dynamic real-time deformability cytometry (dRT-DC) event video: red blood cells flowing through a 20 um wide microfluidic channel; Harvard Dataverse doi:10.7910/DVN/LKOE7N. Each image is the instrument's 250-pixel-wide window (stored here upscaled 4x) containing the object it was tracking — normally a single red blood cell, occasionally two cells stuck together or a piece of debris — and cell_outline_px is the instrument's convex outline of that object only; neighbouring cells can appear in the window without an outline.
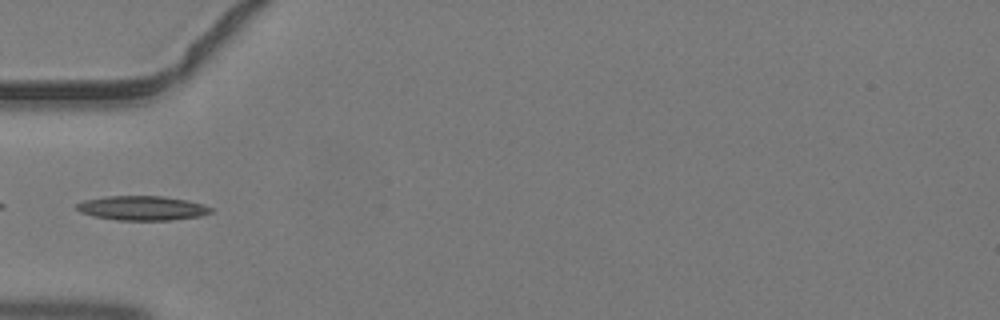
{"species": "common noctule bat (a hibernating species)", "species_latin": "Nyctalus noctula", "temperature_condition": "warm", "stored_images_in_passage": 31, "camera_frame_rate_fps": 3000, "um_per_image_px": 0.085, "animal": {"sex": "male", "body_mass_g": 19.2, "forearm_length_mm": 51.8}, "frame": {"image": 1, "passage_image": 1, "time_ms": 0.0, "image_size_px": [1000, 320], "cell_outline_px": [[212, 212], [200, 216], [172, 220], [116, 220], [92, 216], [80, 212], [76, 208], [76, 204], [84, 200], [104, 196], [164, 196], [188, 200], [204, 204], [212, 208]], "centroid_in_image_um": [12.08, 17.68], "position_along_channel_um": 72.9, "area_um2": 19.25}}
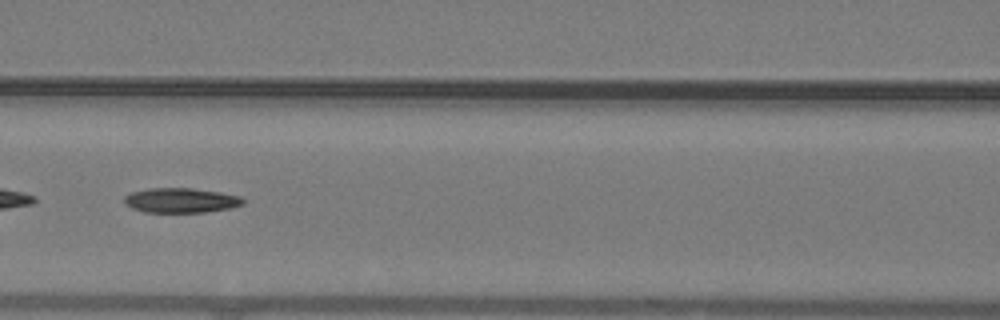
{"frame": {"image": 2, "passage_image": 6, "time_ms": 1.667, "image_size_px": [1000, 320], "cell_outline_px": [[244, 204], [228, 208], [204, 212], [144, 212], [132, 208], [124, 200], [124, 196], [132, 192], [152, 188], [192, 188], [220, 192], [240, 196], [244, 200]], "centroid_in_image_um": [15.39, 17.02], "position_along_channel_um": 151.2, "area_um2": 16.94}}
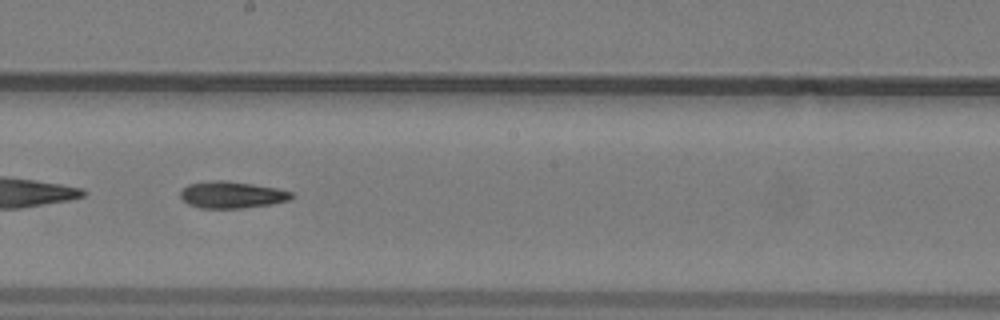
{"frame": {"image": 3, "passage_image": 11, "time_ms": 3.333, "image_size_px": [1000, 320], "cell_outline_px": [[292, 196], [288, 200], [268, 204], [240, 208], [200, 208], [188, 204], [180, 196], [180, 192], [188, 184], [212, 180], [224, 180], [252, 184], [276, 188], [292, 192]], "centroid_in_image_um": [19.65, 16.55], "position_along_channel_um": 228.5, "area_um2": 17.05}}